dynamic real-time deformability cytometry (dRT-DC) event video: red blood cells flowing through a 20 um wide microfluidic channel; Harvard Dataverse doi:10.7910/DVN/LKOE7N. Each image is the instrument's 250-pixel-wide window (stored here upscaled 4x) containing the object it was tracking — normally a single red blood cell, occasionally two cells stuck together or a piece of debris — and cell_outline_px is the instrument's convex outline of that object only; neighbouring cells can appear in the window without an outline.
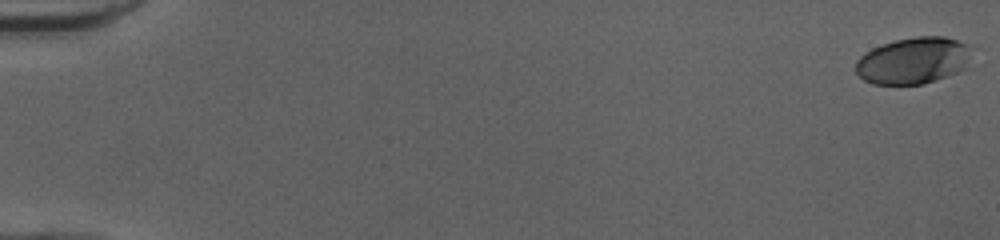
{"species": "human", "species_latin": "Homo sapiens", "temperature_condition": "cold", "stored_images_in_passage": 9, "camera_frame_rate_fps": 3000, "um_per_image_px": 0.085, "donor": {"sex": "female"}, "frame": {"image": 1, "passage_image": 1, "time_ms": 0.0, "image_size_px": [1000, 240], "cell_outline_px": [[972, 48], [964, 68], [956, 72], [924, 84], [872, 84], [864, 80], [856, 72], [856, 60], [860, 56], [872, 48], [896, 40], [916, 36], [944, 36], [968, 44]], "centroid_in_image_um": [77.61, 5.14], "position_along_channel_um": 7.4, "area_um2": 31.27}}